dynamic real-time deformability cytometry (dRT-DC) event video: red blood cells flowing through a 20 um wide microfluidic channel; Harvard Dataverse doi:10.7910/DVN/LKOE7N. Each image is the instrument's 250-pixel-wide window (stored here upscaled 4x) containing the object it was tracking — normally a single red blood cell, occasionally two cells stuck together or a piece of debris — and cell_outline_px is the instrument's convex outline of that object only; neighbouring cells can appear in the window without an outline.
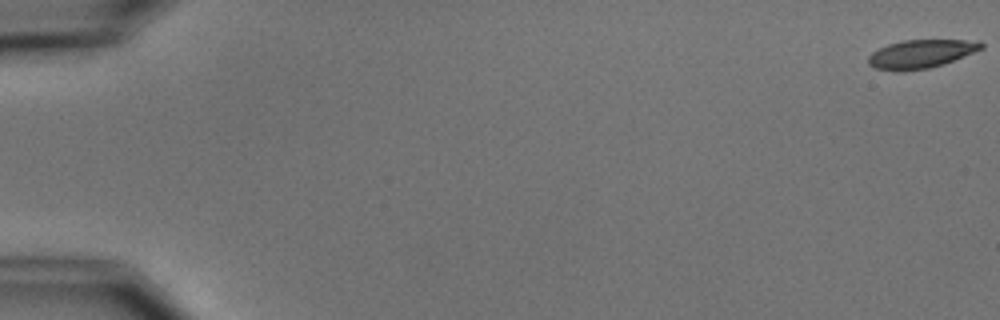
{"species": "common noctule bat (a hibernating species)", "species_latin": "Nyctalus noctula", "temperature_condition": "cold", "stored_images_in_passage": 6, "camera_frame_rate_fps": 3000, "um_per_image_px": 0.085, "animal": {"sex": "male", "body_mass_g": 15.6}, "frame": {"image": 1, "passage_image": 1, "time_ms": 0.0, "image_size_px": [1000, 320], "cell_outline_px": [[984, 48], [944, 64], [928, 68], [904, 72], [896, 72], [876, 68], [868, 64], [868, 56], [872, 52], [888, 44], [904, 40], [980, 40], [984, 44]], "centroid_in_image_um": [78.29, 4.59], "position_along_channel_um": 6.7, "area_um2": 18.9}}
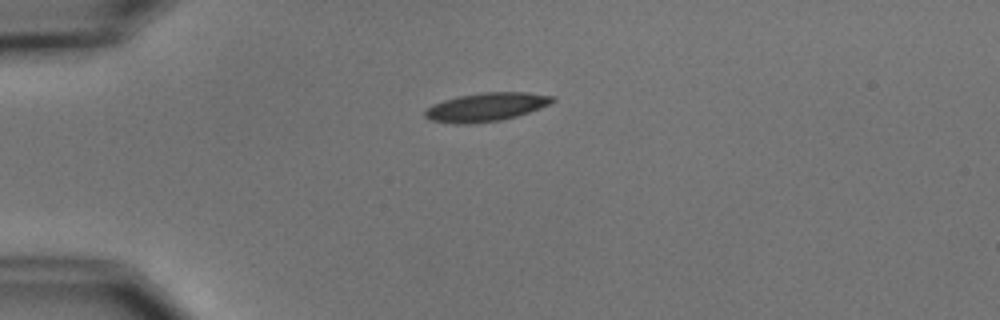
{"frame": {"image": 2, "passage_image": 5, "time_ms": 4.667, "image_size_px": [1000, 320], "cell_outline_px": [[556, 100], [548, 104], [528, 112], [516, 116], [500, 120], [472, 124], [460, 124], [432, 120], [424, 116], [424, 112], [432, 104], [444, 100], [460, 96], [480, 92], [528, 92], [556, 96]], "centroid_in_image_um": [41.33, 9.09], "position_along_channel_um": 43.7, "area_um2": 21.04}}